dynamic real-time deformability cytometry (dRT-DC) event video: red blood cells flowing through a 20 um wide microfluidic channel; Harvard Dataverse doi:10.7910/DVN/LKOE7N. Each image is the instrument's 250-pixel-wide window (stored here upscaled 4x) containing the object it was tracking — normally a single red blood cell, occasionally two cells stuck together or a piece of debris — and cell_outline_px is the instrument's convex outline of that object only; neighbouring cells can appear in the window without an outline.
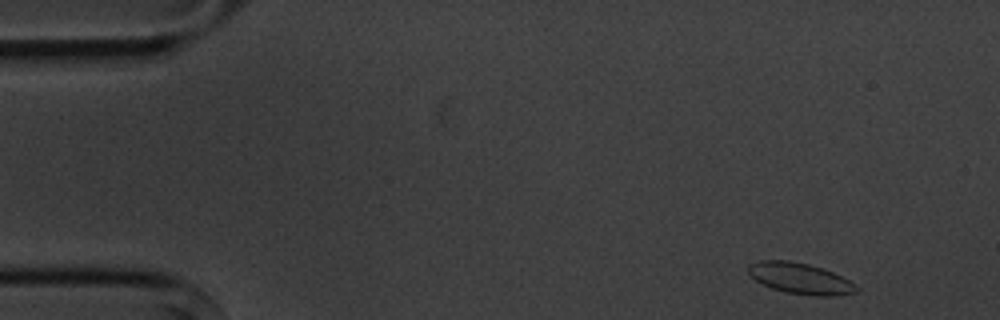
{"species": "common noctule bat (a hibernating species)", "species_latin": "Nyctalus noctula", "temperature_condition": "cold", "stored_images_in_passage": 4, "camera_frame_rate_fps": 3000, "um_per_image_px": 0.085, "animal": {"sex": "male", "body_mass_g": 20.1, "forearm_length_mm": 53.5}, "frame": {"image": 1, "passage_image": 1, "time_ms": 0.0, "image_size_px": [1000, 320], "cell_outline_px": [[860, 288], [856, 292], [840, 296], [816, 296], [788, 292], [772, 288], [756, 280], [748, 272], [748, 264], [760, 260], [788, 260], [808, 264], [832, 272], [856, 284]], "centroid_in_image_um": [68.04, 23.67], "position_along_channel_um": 17.0, "area_um2": 19.36}}
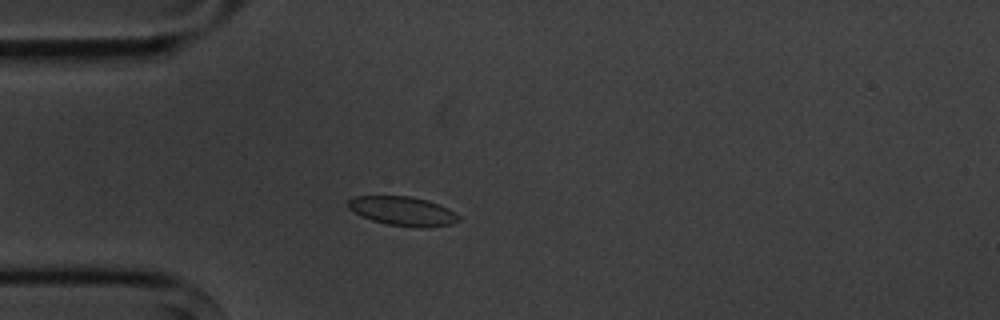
{"frame": {"image": 2, "passage_image": 4, "time_ms": 3.333, "image_size_px": [1000, 320], "cell_outline_px": [[460, 220], [452, 224], [428, 228], [416, 228], [384, 224], [360, 216], [348, 208], [348, 200], [352, 196], [412, 196], [428, 200], [448, 208], [460, 216]], "centroid_in_image_um": [34.24, 17.95], "position_along_channel_um": 50.8, "area_um2": 19.13}}